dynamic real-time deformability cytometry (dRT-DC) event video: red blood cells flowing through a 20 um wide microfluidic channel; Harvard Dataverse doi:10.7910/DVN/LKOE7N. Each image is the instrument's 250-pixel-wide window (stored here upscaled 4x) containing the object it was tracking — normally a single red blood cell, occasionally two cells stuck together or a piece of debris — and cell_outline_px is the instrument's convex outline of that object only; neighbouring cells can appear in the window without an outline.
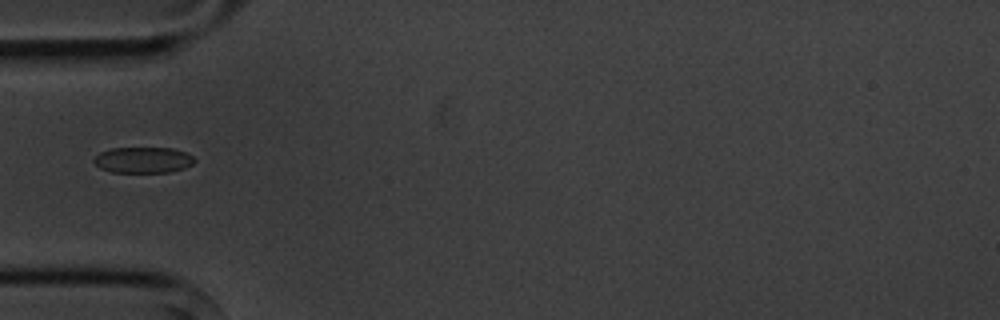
{"species": "common noctule bat (a hibernating species)", "species_latin": "Nyctalus noctula", "temperature_condition": "cold", "stored_images_in_passage": 3, "camera_frame_rate_fps": 3000, "um_per_image_px": 0.085, "animal": {"sex": "male", "body_mass_g": 20.1, "forearm_length_mm": 53.5}, "frame": {"image": 1, "passage_image": 2, "time_ms": 1.0, "image_size_px": [1000, 320], "cell_outline_px": [[196, 160], [192, 164], [184, 168], [168, 172], [112, 172], [100, 168], [92, 160], [100, 152], [112, 148], [172, 148], [184, 152], [192, 156]], "centroid_in_image_um": [12.15, 13.6], "position_along_channel_um": 72.8, "area_um2": 15.09}}
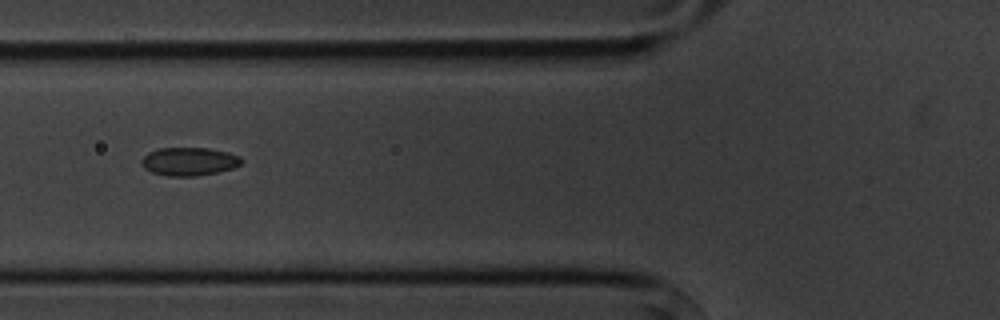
{"frame": {"image": 2, "passage_image": 3, "time_ms": 2.0, "image_size_px": [1000, 320], "cell_outline_px": [[244, 160], [240, 164], [232, 168], [216, 172], [196, 176], [168, 176], [152, 172], [144, 168], [140, 160], [148, 152], [160, 148], [208, 148], [228, 152], [240, 156]], "centroid_in_image_um": [16.07, 13.72], "position_along_channel_um": 109.7, "area_um2": 16.42}}